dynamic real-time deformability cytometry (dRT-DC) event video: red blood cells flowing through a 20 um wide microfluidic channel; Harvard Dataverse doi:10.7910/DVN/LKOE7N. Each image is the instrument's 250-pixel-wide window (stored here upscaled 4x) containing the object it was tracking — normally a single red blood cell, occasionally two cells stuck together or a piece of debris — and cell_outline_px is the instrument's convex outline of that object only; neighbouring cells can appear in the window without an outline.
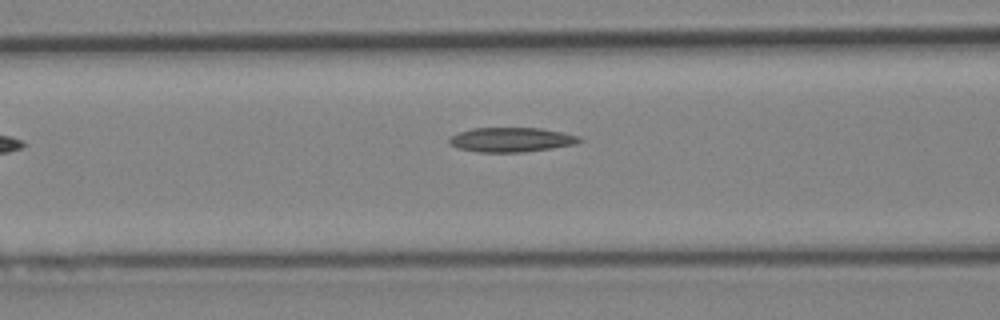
{"species": "Egyptian fruit bat (a non-hibernating species)", "species_latin": "Rousettus aegyptiacus", "temperature_condition": "cold", "stored_images_in_passage": 6, "camera_frame_rate_fps": 3000, "um_per_image_px": 0.085, "animal": {"sex": "female"}, "frame": {"image": 1, "passage_image": 6, "time_ms": 6.0, "image_size_px": [1000, 320], "cell_outline_px": [[584, 140], [572, 144], [552, 148], [524, 152], [480, 152], [460, 148], [448, 144], [448, 140], [452, 136], [460, 132], [472, 128], [540, 128], [564, 132], [580, 136]], "centroid_in_image_um": [43.48, 11.87], "position_along_channel_um": 123.1, "area_um2": 18.5}}